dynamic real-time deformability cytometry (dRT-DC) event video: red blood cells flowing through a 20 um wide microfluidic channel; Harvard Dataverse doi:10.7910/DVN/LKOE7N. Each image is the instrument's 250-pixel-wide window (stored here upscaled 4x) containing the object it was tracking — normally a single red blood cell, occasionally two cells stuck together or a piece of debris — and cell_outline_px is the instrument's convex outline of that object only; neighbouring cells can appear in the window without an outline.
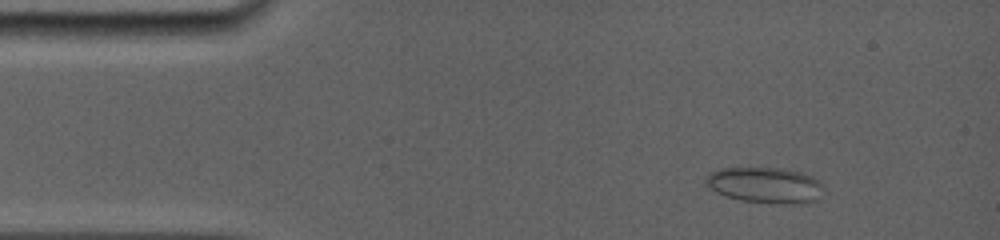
{"species": "common noctule bat (a hibernating species)", "species_latin": "Nyctalus noctula", "temperature_condition": "room temperature", "stored_images_in_passage": 34, "camera_frame_rate_fps": 5000, "um_per_image_px": 0.085, "animal": {"sex": "female", "body_mass_g": 19.0, "forearm_length_mm": 56.7}, "frame": {"image": 1, "passage_image": 3, "time_ms": 1.4, "image_size_px": [1000, 240], "cell_outline_px": [[824, 184], [816, 200], [800, 204], [772, 204], [740, 200], [724, 196], [716, 192], [704, 180], [708, 172], [720, 168], [784, 168], [800, 172], [812, 176], [820, 180]], "centroid_in_image_um": [65.04, 15.74], "position_along_channel_um": 20.0, "area_um2": 24.85}}
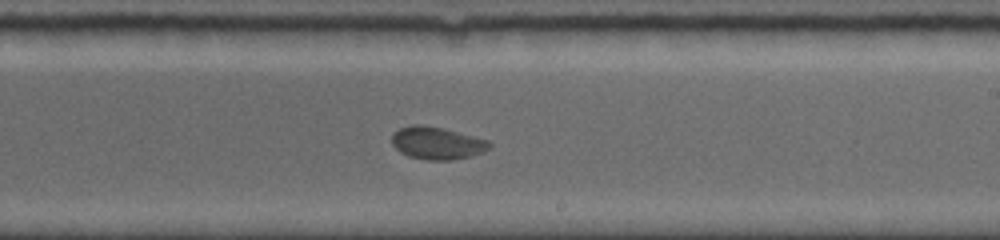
{"frame": {"image": 2, "passage_image": 17, "time_ms": 9.2, "image_size_px": [1000, 240], "cell_outline_px": [[492, 148], [484, 152], [472, 156], [452, 160], [424, 160], [408, 156], [400, 152], [392, 144], [392, 132], [400, 128], [412, 124], [420, 124], [444, 128], [488, 140], [492, 144]], "centroid_in_image_um": [37.16, 12.16], "position_along_channel_um": 251.8, "area_um2": 18.79}}
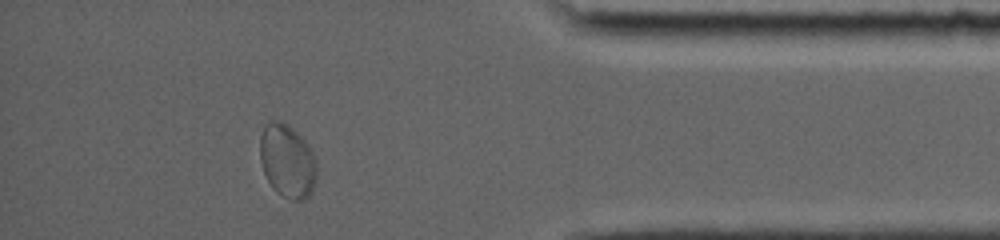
{"frame": {"image": 3, "passage_image": 30, "time_ms": 13.8, "image_size_px": [1000, 240], "cell_outline_px": [[316, 180], [312, 192], [304, 200], [292, 200], [276, 192], [272, 188], [264, 172], [260, 160], [260, 136], [264, 124], [272, 120], [280, 120], [288, 124], [304, 140], [312, 152], [316, 160]], "centroid_in_image_um": [24.41, 13.68], "position_along_channel_um": 410.8, "area_um2": 24.39}, "authors_computed_cell_mechanics": {"area_um2": 19.2185, "velocity_mm_per_s": 3.8667, "shape_relaxation_time_tau1_ms": 8.3176, "shape_relaxation_time_tau2_ms": null, "deformation_change_tau1": 0.1363, "deformation_change_tau2": null}}